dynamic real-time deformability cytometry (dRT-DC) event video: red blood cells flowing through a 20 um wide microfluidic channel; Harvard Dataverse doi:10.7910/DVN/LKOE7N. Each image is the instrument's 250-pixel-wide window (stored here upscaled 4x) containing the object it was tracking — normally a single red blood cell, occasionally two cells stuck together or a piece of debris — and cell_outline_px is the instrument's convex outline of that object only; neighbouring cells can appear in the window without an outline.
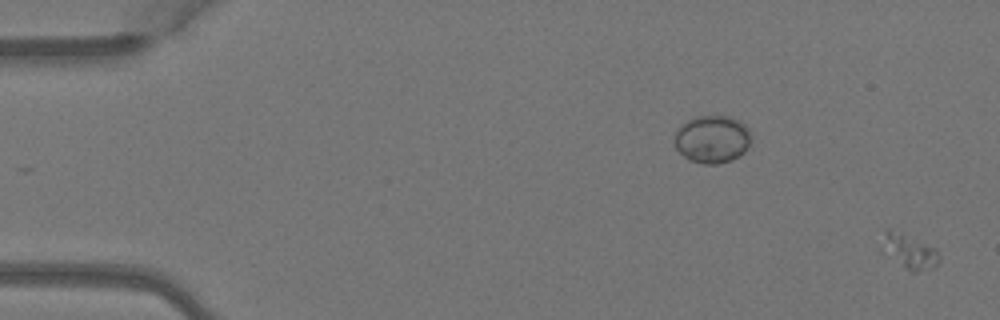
{"species": "Egyptian fruit bat (a non-hibernating species)", "species_latin": "Rousettus aegyptiacus", "temperature_condition": "warm", "stored_images_in_passage": 3, "segment_of_instrument_passage": [2, 2], "camera_frame_rate_fps": 3000, "um_per_image_px": 0.085, "animal": {"sex": "female"}, "frame": {"image": 1, "passage_image": 3, "time_ms": 0.667, "image_size_px": [1000, 320], "cell_outline_px": [[940, 264], [936, 268], [916, 272], [912, 272], [904, 268], [880, 252], [876, 248], [884, 232], [888, 228], [900, 232], [936, 248], [940, 256]], "centroid_in_image_um": [77.22, 21.38], "position_along_channel_um": 7.8, "area_um2": 12.31}}